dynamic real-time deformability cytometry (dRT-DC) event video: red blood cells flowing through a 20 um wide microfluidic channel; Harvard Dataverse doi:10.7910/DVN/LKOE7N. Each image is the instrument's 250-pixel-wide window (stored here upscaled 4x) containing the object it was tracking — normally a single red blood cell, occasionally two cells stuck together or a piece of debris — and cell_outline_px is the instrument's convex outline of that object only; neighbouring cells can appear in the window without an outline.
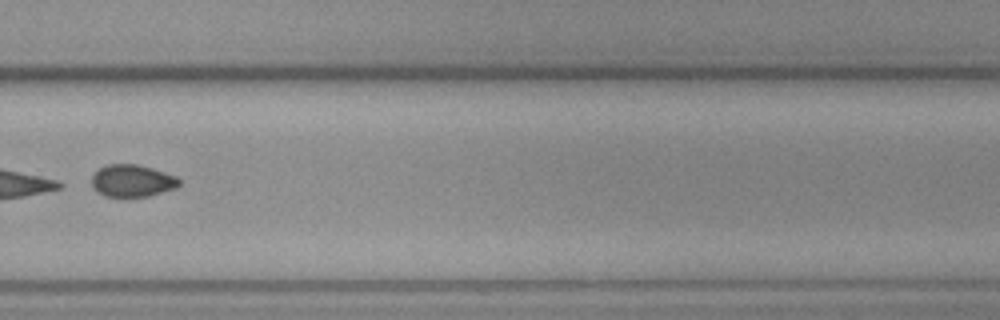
{"species": "common noctule bat (a hibernating species)", "species_latin": "Nyctalus noctula", "temperature_condition": "cold", "stored_images_in_passage": 9, "segment_of_instrument_passage": [2, 2], "camera_frame_rate_fps": 3000, "um_per_image_px": 0.085, "animal": {"sex": "female", "body_mass_g": 19.3, "forearm_length_mm": 54.1}, "frame": {"image": 1, "passage_image": 9, "time_ms": 2.667, "image_size_px": [1000, 320], "cell_outline_px": [[180, 184], [176, 188], [148, 196], [104, 196], [96, 192], [92, 188], [92, 176], [100, 168], [108, 164], [136, 164], [152, 168], [176, 176], [180, 180]], "centroid_in_image_um": [11.23, 15.36], "position_along_channel_um": 318.6, "area_um2": 16.36}}